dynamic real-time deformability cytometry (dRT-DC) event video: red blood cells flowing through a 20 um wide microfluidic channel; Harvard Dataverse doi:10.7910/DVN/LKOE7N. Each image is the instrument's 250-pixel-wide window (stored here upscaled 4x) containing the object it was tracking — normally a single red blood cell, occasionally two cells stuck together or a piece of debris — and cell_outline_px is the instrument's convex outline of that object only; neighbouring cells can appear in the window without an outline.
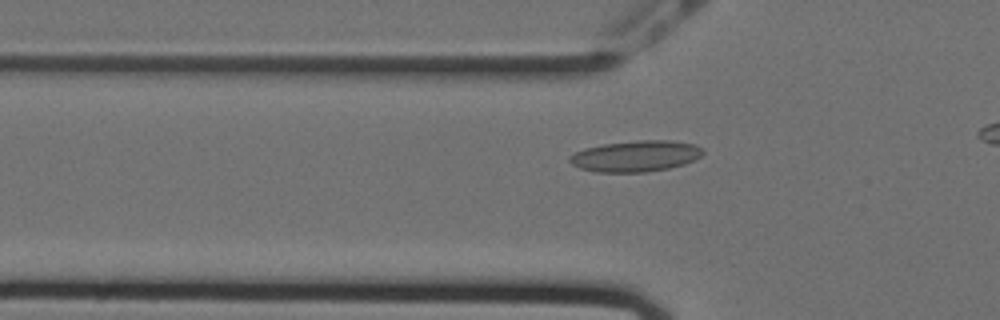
{"species": "Egyptian fruit bat (a non-hibernating species)", "species_latin": "Rousettus aegyptiacus", "temperature_condition": "cold", "stored_images_in_passage": 43, "segment_of_instrument_passage": [1, 2], "camera_frame_rate_fps": 3000, "um_per_image_px": 0.085, "animal": {"sex": "female"}, "frame": {"image": 1, "passage_image": 4, "time_ms": 1.0, "image_size_px": [1000, 320], "cell_outline_px": [[704, 152], [700, 156], [684, 164], [668, 168], [644, 172], [596, 172], [580, 168], [572, 164], [568, 160], [568, 156], [584, 148], [604, 144], [636, 140], [672, 140], [692, 144], [704, 148]], "centroid_in_image_um": [54.01, 13.26], "position_along_channel_um": 71.8, "area_um2": 24.1}}